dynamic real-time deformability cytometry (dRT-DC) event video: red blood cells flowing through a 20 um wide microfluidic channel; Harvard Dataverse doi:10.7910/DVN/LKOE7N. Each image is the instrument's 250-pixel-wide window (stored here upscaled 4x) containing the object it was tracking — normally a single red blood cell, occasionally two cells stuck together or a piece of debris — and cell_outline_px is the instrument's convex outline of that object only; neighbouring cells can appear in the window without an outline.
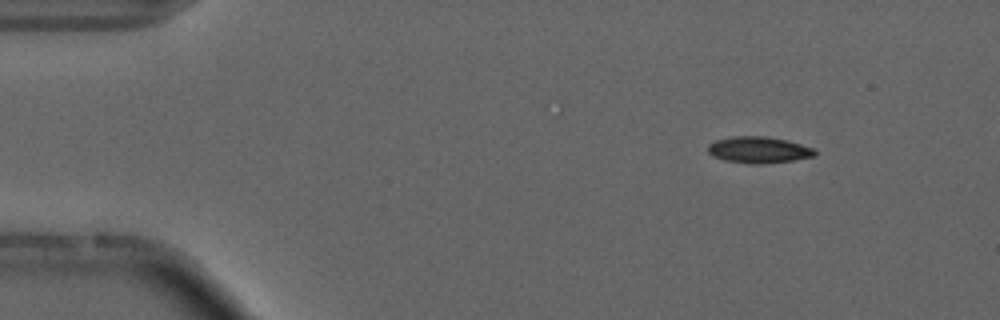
{"species": "common noctule bat (a hibernating species)", "species_latin": "Nyctalus noctula", "temperature_condition": "cold", "stored_images_in_passage": 4, "camera_frame_rate_fps": 3000, "um_per_image_px": 0.085, "animal": {"sex": "male", "forearm_length_mm": 52.5}, "frame": {"image": 1, "passage_image": 1, "time_ms": 0.0, "image_size_px": [1000, 320], "cell_outline_px": [[816, 156], [792, 160], [760, 164], [752, 164], [724, 160], [712, 156], [708, 152], [708, 144], [716, 140], [732, 136], [764, 136], [788, 140], [816, 148]], "centroid_in_image_um": [64.5, 12.73], "position_along_channel_um": 20.5, "area_um2": 16.59}}